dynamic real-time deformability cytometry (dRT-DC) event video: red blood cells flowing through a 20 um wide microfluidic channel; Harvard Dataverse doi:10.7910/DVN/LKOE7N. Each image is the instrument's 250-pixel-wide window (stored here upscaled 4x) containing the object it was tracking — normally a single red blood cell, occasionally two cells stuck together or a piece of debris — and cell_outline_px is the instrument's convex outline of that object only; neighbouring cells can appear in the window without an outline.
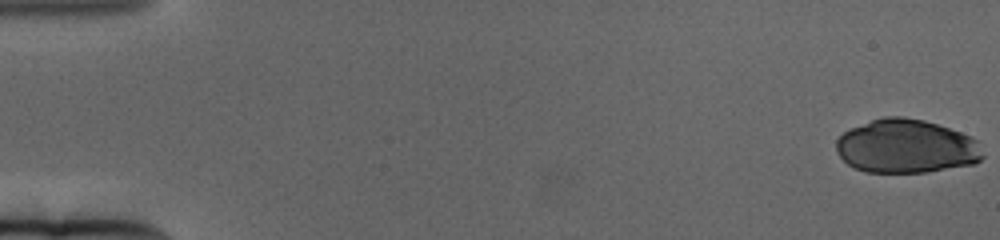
{"species": "human", "species_latin": "Homo sapiens", "temperature_condition": "cold", "stored_images_in_passage": 65, "camera_frame_rate_fps": 3000, "um_per_image_px": 0.085, "donor": {"sex": "female"}, "frame": {"image": 1, "passage_image": 1, "time_ms": 0.0, "image_size_px": [1000, 240], "cell_outline_px": [[984, 156], [976, 164], [928, 172], [864, 172], [852, 168], [836, 152], [836, 140], [844, 132], [852, 128], [872, 120], [884, 116], [904, 116], [924, 120], [972, 136], [976, 140]], "centroid_in_image_um": [77.03, 12.45], "position_along_channel_um": 8.0, "area_um2": 46.01}}
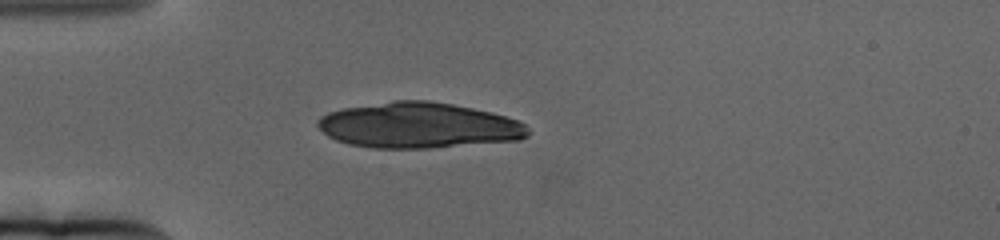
{"frame": {"image": 2, "passage_image": 19, "time_ms": 6.0, "image_size_px": [1000, 240], "cell_outline_px": [[528, 136], [520, 140], [428, 148], [372, 148], [348, 144], [336, 140], [328, 136], [316, 124], [316, 120], [320, 116], [328, 112], [344, 108], [392, 100], [428, 100], [452, 104], [492, 112], [516, 120], [524, 124], [528, 128]], "centroid_in_image_um": [35.55, 10.65], "position_along_channel_um": 49.4, "area_um2": 55.95}}
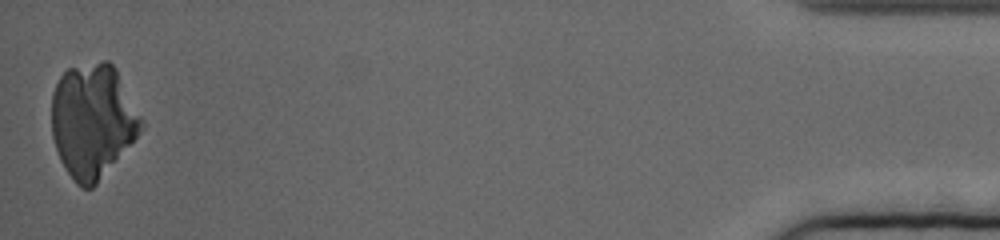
{"frame": {"image": 3, "passage_image": 65, "time_ms": 21.333, "image_size_px": [1000, 240], "cell_outline_px": [[144, 124], [140, 132], [96, 184], [92, 188], [80, 188], [76, 184], [60, 160], [52, 136], [52, 92], [60, 76], [68, 68], [104, 60], [108, 60], [116, 68], [144, 120]], "centroid_in_image_um": [7.88, 10.24], "position_along_channel_um": 427.3, "area_um2": 59.3}}